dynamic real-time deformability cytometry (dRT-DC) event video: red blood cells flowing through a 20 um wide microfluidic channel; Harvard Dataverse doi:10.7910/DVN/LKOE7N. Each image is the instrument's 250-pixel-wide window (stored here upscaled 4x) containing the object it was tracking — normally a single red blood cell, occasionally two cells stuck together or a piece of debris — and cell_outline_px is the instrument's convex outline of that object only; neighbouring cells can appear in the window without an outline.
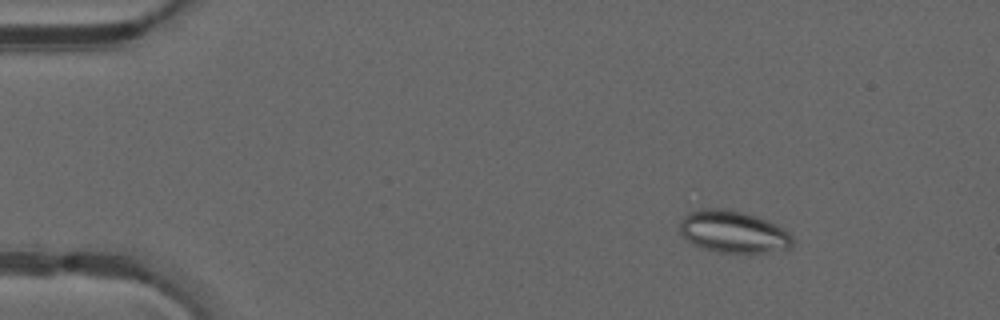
{"species": "common noctule bat (a hibernating species)", "species_latin": "Nyctalus noctula", "temperature_condition": "warm", "stored_images_in_passage": 23, "camera_frame_rate_fps": 3000, "um_per_image_px": 0.085, "animal": {"sex": "male", "forearm_length_mm": 52.5}, "frame": {"image": 1, "passage_image": 7, "time_ms": 2.0, "image_size_px": [1000, 320], "cell_outline_px": [[792, 244], [788, 248], [748, 256], [716, 252], [692, 244], [680, 232], [680, 220], [688, 212], [700, 208], [728, 208], [744, 212], [768, 220], [784, 228], [792, 236]], "centroid_in_image_um": [62.33, 19.72], "position_along_channel_um": 22.7, "area_um2": 28.5}}
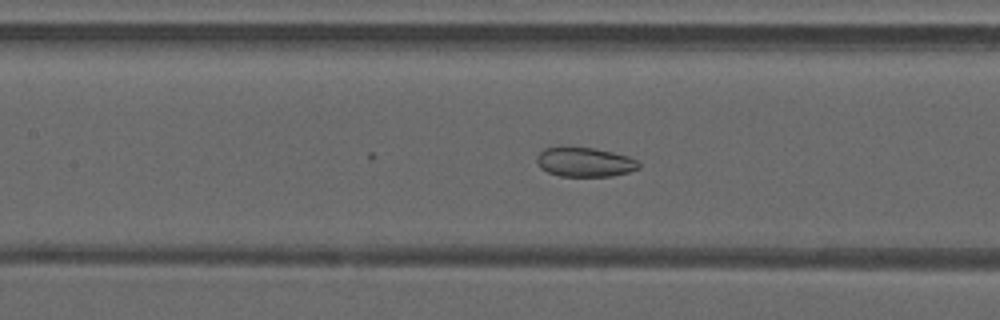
{"frame": {"image": 2, "passage_image": 23, "time_ms": 7.333, "image_size_px": [1000, 320], "cell_outline_px": [[640, 168], [628, 172], [612, 176], [560, 176], [548, 172], [540, 168], [536, 164], [536, 156], [544, 148], [596, 148], [628, 156], [636, 160], [640, 164]], "centroid_in_image_um": [49.7, 13.79], "position_along_channel_um": 157.7, "area_um2": 17.34}}